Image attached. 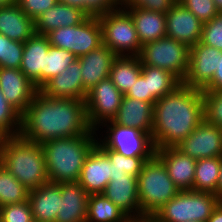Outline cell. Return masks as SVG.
I'll use <instances>...</instances> for the list:
<instances>
[{
    "label": "cell",
    "instance_id": "1",
    "mask_svg": "<svg viewBox=\"0 0 222 222\" xmlns=\"http://www.w3.org/2000/svg\"><path fill=\"white\" fill-rule=\"evenodd\" d=\"M96 134L87 119L85 100L50 98L39 90L21 114L19 136L43 144L46 141Z\"/></svg>",
    "mask_w": 222,
    "mask_h": 222
},
{
    "label": "cell",
    "instance_id": "2",
    "mask_svg": "<svg viewBox=\"0 0 222 222\" xmlns=\"http://www.w3.org/2000/svg\"><path fill=\"white\" fill-rule=\"evenodd\" d=\"M204 120L203 92L183 84L154 104L155 149L176 147Z\"/></svg>",
    "mask_w": 222,
    "mask_h": 222
},
{
    "label": "cell",
    "instance_id": "3",
    "mask_svg": "<svg viewBox=\"0 0 222 222\" xmlns=\"http://www.w3.org/2000/svg\"><path fill=\"white\" fill-rule=\"evenodd\" d=\"M0 164L28 190L50 182L42 145L20 136L0 138Z\"/></svg>",
    "mask_w": 222,
    "mask_h": 222
},
{
    "label": "cell",
    "instance_id": "4",
    "mask_svg": "<svg viewBox=\"0 0 222 222\" xmlns=\"http://www.w3.org/2000/svg\"><path fill=\"white\" fill-rule=\"evenodd\" d=\"M97 143V134L59 138L42 145L51 183L77 182L84 161Z\"/></svg>",
    "mask_w": 222,
    "mask_h": 222
},
{
    "label": "cell",
    "instance_id": "5",
    "mask_svg": "<svg viewBox=\"0 0 222 222\" xmlns=\"http://www.w3.org/2000/svg\"><path fill=\"white\" fill-rule=\"evenodd\" d=\"M137 185L141 216H153L180 191L156 155L144 163Z\"/></svg>",
    "mask_w": 222,
    "mask_h": 222
},
{
    "label": "cell",
    "instance_id": "6",
    "mask_svg": "<svg viewBox=\"0 0 222 222\" xmlns=\"http://www.w3.org/2000/svg\"><path fill=\"white\" fill-rule=\"evenodd\" d=\"M221 200L207 192L179 191L153 216L160 222H207Z\"/></svg>",
    "mask_w": 222,
    "mask_h": 222
},
{
    "label": "cell",
    "instance_id": "7",
    "mask_svg": "<svg viewBox=\"0 0 222 222\" xmlns=\"http://www.w3.org/2000/svg\"><path fill=\"white\" fill-rule=\"evenodd\" d=\"M95 131L96 145L99 148H108L126 157H153L155 155L156 149L151 135L137 128L122 126L111 120L103 123Z\"/></svg>",
    "mask_w": 222,
    "mask_h": 222
},
{
    "label": "cell",
    "instance_id": "8",
    "mask_svg": "<svg viewBox=\"0 0 222 222\" xmlns=\"http://www.w3.org/2000/svg\"><path fill=\"white\" fill-rule=\"evenodd\" d=\"M102 27L103 45L116 56H139L141 43L131 15L124 8H117L98 17Z\"/></svg>",
    "mask_w": 222,
    "mask_h": 222
},
{
    "label": "cell",
    "instance_id": "9",
    "mask_svg": "<svg viewBox=\"0 0 222 222\" xmlns=\"http://www.w3.org/2000/svg\"><path fill=\"white\" fill-rule=\"evenodd\" d=\"M189 55L187 45L165 36L143 44L139 58L144 65L167 70L182 82L189 69Z\"/></svg>",
    "mask_w": 222,
    "mask_h": 222
},
{
    "label": "cell",
    "instance_id": "10",
    "mask_svg": "<svg viewBox=\"0 0 222 222\" xmlns=\"http://www.w3.org/2000/svg\"><path fill=\"white\" fill-rule=\"evenodd\" d=\"M46 36L50 45L70 51L77 58L103 45L102 27L97 17H88L75 26L59 27Z\"/></svg>",
    "mask_w": 222,
    "mask_h": 222
},
{
    "label": "cell",
    "instance_id": "11",
    "mask_svg": "<svg viewBox=\"0 0 222 222\" xmlns=\"http://www.w3.org/2000/svg\"><path fill=\"white\" fill-rule=\"evenodd\" d=\"M124 94L110 78L101 80L87 91L85 105L90 127L96 130L103 123L111 121L117 114Z\"/></svg>",
    "mask_w": 222,
    "mask_h": 222
},
{
    "label": "cell",
    "instance_id": "12",
    "mask_svg": "<svg viewBox=\"0 0 222 222\" xmlns=\"http://www.w3.org/2000/svg\"><path fill=\"white\" fill-rule=\"evenodd\" d=\"M176 148L196 160L222 157V128L203 120Z\"/></svg>",
    "mask_w": 222,
    "mask_h": 222
},
{
    "label": "cell",
    "instance_id": "13",
    "mask_svg": "<svg viewBox=\"0 0 222 222\" xmlns=\"http://www.w3.org/2000/svg\"><path fill=\"white\" fill-rule=\"evenodd\" d=\"M220 50L198 42L190 48L189 69L182 84L203 90L212 80L218 69Z\"/></svg>",
    "mask_w": 222,
    "mask_h": 222
},
{
    "label": "cell",
    "instance_id": "14",
    "mask_svg": "<svg viewBox=\"0 0 222 222\" xmlns=\"http://www.w3.org/2000/svg\"><path fill=\"white\" fill-rule=\"evenodd\" d=\"M203 23L178 1L166 13V36L189 48L201 41Z\"/></svg>",
    "mask_w": 222,
    "mask_h": 222
},
{
    "label": "cell",
    "instance_id": "15",
    "mask_svg": "<svg viewBox=\"0 0 222 222\" xmlns=\"http://www.w3.org/2000/svg\"><path fill=\"white\" fill-rule=\"evenodd\" d=\"M0 90L6 100L22 114L38 89L20 69L0 68Z\"/></svg>",
    "mask_w": 222,
    "mask_h": 222
},
{
    "label": "cell",
    "instance_id": "16",
    "mask_svg": "<svg viewBox=\"0 0 222 222\" xmlns=\"http://www.w3.org/2000/svg\"><path fill=\"white\" fill-rule=\"evenodd\" d=\"M111 162L95 145L84 161L78 182L89 194H102L110 181Z\"/></svg>",
    "mask_w": 222,
    "mask_h": 222
},
{
    "label": "cell",
    "instance_id": "17",
    "mask_svg": "<svg viewBox=\"0 0 222 222\" xmlns=\"http://www.w3.org/2000/svg\"><path fill=\"white\" fill-rule=\"evenodd\" d=\"M39 91L50 98L85 100L80 61L76 59L62 73L51 78Z\"/></svg>",
    "mask_w": 222,
    "mask_h": 222
},
{
    "label": "cell",
    "instance_id": "18",
    "mask_svg": "<svg viewBox=\"0 0 222 222\" xmlns=\"http://www.w3.org/2000/svg\"><path fill=\"white\" fill-rule=\"evenodd\" d=\"M155 155L163 162L169 177L180 191L193 190L196 159L183 154L176 147L156 149Z\"/></svg>",
    "mask_w": 222,
    "mask_h": 222
},
{
    "label": "cell",
    "instance_id": "19",
    "mask_svg": "<svg viewBox=\"0 0 222 222\" xmlns=\"http://www.w3.org/2000/svg\"><path fill=\"white\" fill-rule=\"evenodd\" d=\"M49 47L45 35L35 34L24 43L20 70L38 90L45 84V56Z\"/></svg>",
    "mask_w": 222,
    "mask_h": 222
},
{
    "label": "cell",
    "instance_id": "20",
    "mask_svg": "<svg viewBox=\"0 0 222 222\" xmlns=\"http://www.w3.org/2000/svg\"><path fill=\"white\" fill-rule=\"evenodd\" d=\"M102 194L123 210L129 218L142 217L140 215L137 177L128 174L112 177Z\"/></svg>",
    "mask_w": 222,
    "mask_h": 222
},
{
    "label": "cell",
    "instance_id": "21",
    "mask_svg": "<svg viewBox=\"0 0 222 222\" xmlns=\"http://www.w3.org/2000/svg\"><path fill=\"white\" fill-rule=\"evenodd\" d=\"M117 56L105 45L77 58L80 61L83 87L89 91L101 80L109 78L111 66Z\"/></svg>",
    "mask_w": 222,
    "mask_h": 222
},
{
    "label": "cell",
    "instance_id": "22",
    "mask_svg": "<svg viewBox=\"0 0 222 222\" xmlns=\"http://www.w3.org/2000/svg\"><path fill=\"white\" fill-rule=\"evenodd\" d=\"M61 197L55 222H86L89 194L77 182L61 183Z\"/></svg>",
    "mask_w": 222,
    "mask_h": 222
},
{
    "label": "cell",
    "instance_id": "23",
    "mask_svg": "<svg viewBox=\"0 0 222 222\" xmlns=\"http://www.w3.org/2000/svg\"><path fill=\"white\" fill-rule=\"evenodd\" d=\"M61 197V183L48 182L29 190L28 201L33 219L38 222H55Z\"/></svg>",
    "mask_w": 222,
    "mask_h": 222
},
{
    "label": "cell",
    "instance_id": "24",
    "mask_svg": "<svg viewBox=\"0 0 222 222\" xmlns=\"http://www.w3.org/2000/svg\"><path fill=\"white\" fill-rule=\"evenodd\" d=\"M154 104L124 95L116 116V124L137 128L152 135Z\"/></svg>",
    "mask_w": 222,
    "mask_h": 222
},
{
    "label": "cell",
    "instance_id": "25",
    "mask_svg": "<svg viewBox=\"0 0 222 222\" xmlns=\"http://www.w3.org/2000/svg\"><path fill=\"white\" fill-rule=\"evenodd\" d=\"M88 17L80 8L57 2L35 20V31L38 35L46 36L59 27L78 25Z\"/></svg>",
    "mask_w": 222,
    "mask_h": 222
},
{
    "label": "cell",
    "instance_id": "26",
    "mask_svg": "<svg viewBox=\"0 0 222 222\" xmlns=\"http://www.w3.org/2000/svg\"><path fill=\"white\" fill-rule=\"evenodd\" d=\"M0 34L13 41L25 43L36 34L35 21L17 3L0 7Z\"/></svg>",
    "mask_w": 222,
    "mask_h": 222
},
{
    "label": "cell",
    "instance_id": "27",
    "mask_svg": "<svg viewBox=\"0 0 222 222\" xmlns=\"http://www.w3.org/2000/svg\"><path fill=\"white\" fill-rule=\"evenodd\" d=\"M131 15L141 45L166 36V14L142 8L124 7Z\"/></svg>",
    "mask_w": 222,
    "mask_h": 222
},
{
    "label": "cell",
    "instance_id": "28",
    "mask_svg": "<svg viewBox=\"0 0 222 222\" xmlns=\"http://www.w3.org/2000/svg\"><path fill=\"white\" fill-rule=\"evenodd\" d=\"M139 56H117L111 66L109 78L124 95L135 84L141 74Z\"/></svg>",
    "mask_w": 222,
    "mask_h": 222
},
{
    "label": "cell",
    "instance_id": "29",
    "mask_svg": "<svg viewBox=\"0 0 222 222\" xmlns=\"http://www.w3.org/2000/svg\"><path fill=\"white\" fill-rule=\"evenodd\" d=\"M129 217L103 194L88 197L86 222H126Z\"/></svg>",
    "mask_w": 222,
    "mask_h": 222
},
{
    "label": "cell",
    "instance_id": "30",
    "mask_svg": "<svg viewBox=\"0 0 222 222\" xmlns=\"http://www.w3.org/2000/svg\"><path fill=\"white\" fill-rule=\"evenodd\" d=\"M141 75L148 77L150 103L174 91L182 82L172 73L158 67L147 66L142 63Z\"/></svg>",
    "mask_w": 222,
    "mask_h": 222
},
{
    "label": "cell",
    "instance_id": "31",
    "mask_svg": "<svg viewBox=\"0 0 222 222\" xmlns=\"http://www.w3.org/2000/svg\"><path fill=\"white\" fill-rule=\"evenodd\" d=\"M220 165L221 157L198 159L195 167L193 191L216 195Z\"/></svg>",
    "mask_w": 222,
    "mask_h": 222
},
{
    "label": "cell",
    "instance_id": "32",
    "mask_svg": "<svg viewBox=\"0 0 222 222\" xmlns=\"http://www.w3.org/2000/svg\"><path fill=\"white\" fill-rule=\"evenodd\" d=\"M29 190L0 164V207L28 200Z\"/></svg>",
    "mask_w": 222,
    "mask_h": 222
},
{
    "label": "cell",
    "instance_id": "33",
    "mask_svg": "<svg viewBox=\"0 0 222 222\" xmlns=\"http://www.w3.org/2000/svg\"><path fill=\"white\" fill-rule=\"evenodd\" d=\"M100 149L108 156L109 161L111 162L110 180H112V177L123 176V174H128L134 177H138L144 163L152 158V157H126L108 148H100Z\"/></svg>",
    "mask_w": 222,
    "mask_h": 222
},
{
    "label": "cell",
    "instance_id": "34",
    "mask_svg": "<svg viewBox=\"0 0 222 222\" xmlns=\"http://www.w3.org/2000/svg\"><path fill=\"white\" fill-rule=\"evenodd\" d=\"M76 59L70 51L50 45L45 56V83L62 73Z\"/></svg>",
    "mask_w": 222,
    "mask_h": 222
},
{
    "label": "cell",
    "instance_id": "35",
    "mask_svg": "<svg viewBox=\"0 0 222 222\" xmlns=\"http://www.w3.org/2000/svg\"><path fill=\"white\" fill-rule=\"evenodd\" d=\"M21 114L6 100L0 90V138L19 136Z\"/></svg>",
    "mask_w": 222,
    "mask_h": 222
},
{
    "label": "cell",
    "instance_id": "36",
    "mask_svg": "<svg viewBox=\"0 0 222 222\" xmlns=\"http://www.w3.org/2000/svg\"><path fill=\"white\" fill-rule=\"evenodd\" d=\"M24 43L0 34V68L20 69Z\"/></svg>",
    "mask_w": 222,
    "mask_h": 222
},
{
    "label": "cell",
    "instance_id": "37",
    "mask_svg": "<svg viewBox=\"0 0 222 222\" xmlns=\"http://www.w3.org/2000/svg\"><path fill=\"white\" fill-rule=\"evenodd\" d=\"M204 120L222 128V90H202Z\"/></svg>",
    "mask_w": 222,
    "mask_h": 222
},
{
    "label": "cell",
    "instance_id": "38",
    "mask_svg": "<svg viewBox=\"0 0 222 222\" xmlns=\"http://www.w3.org/2000/svg\"><path fill=\"white\" fill-rule=\"evenodd\" d=\"M0 219L2 222H32L34 219L29 201L0 207Z\"/></svg>",
    "mask_w": 222,
    "mask_h": 222
},
{
    "label": "cell",
    "instance_id": "39",
    "mask_svg": "<svg viewBox=\"0 0 222 222\" xmlns=\"http://www.w3.org/2000/svg\"><path fill=\"white\" fill-rule=\"evenodd\" d=\"M192 12L203 24L215 18L219 11L213 0H177Z\"/></svg>",
    "mask_w": 222,
    "mask_h": 222
},
{
    "label": "cell",
    "instance_id": "40",
    "mask_svg": "<svg viewBox=\"0 0 222 222\" xmlns=\"http://www.w3.org/2000/svg\"><path fill=\"white\" fill-rule=\"evenodd\" d=\"M200 42L222 51V13L203 24Z\"/></svg>",
    "mask_w": 222,
    "mask_h": 222
},
{
    "label": "cell",
    "instance_id": "41",
    "mask_svg": "<svg viewBox=\"0 0 222 222\" xmlns=\"http://www.w3.org/2000/svg\"><path fill=\"white\" fill-rule=\"evenodd\" d=\"M177 0H118L119 7H135L149 11L167 13Z\"/></svg>",
    "mask_w": 222,
    "mask_h": 222
},
{
    "label": "cell",
    "instance_id": "42",
    "mask_svg": "<svg viewBox=\"0 0 222 222\" xmlns=\"http://www.w3.org/2000/svg\"><path fill=\"white\" fill-rule=\"evenodd\" d=\"M119 8L118 0H84V11L89 17H100Z\"/></svg>",
    "mask_w": 222,
    "mask_h": 222
},
{
    "label": "cell",
    "instance_id": "43",
    "mask_svg": "<svg viewBox=\"0 0 222 222\" xmlns=\"http://www.w3.org/2000/svg\"><path fill=\"white\" fill-rule=\"evenodd\" d=\"M57 2V0H17L19 7L34 21Z\"/></svg>",
    "mask_w": 222,
    "mask_h": 222
},
{
    "label": "cell",
    "instance_id": "44",
    "mask_svg": "<svg viewBox=\"0 0 222 222\" xmlns=\"http://www.w3.org/2000/svg\"><path fill=\"white\" fill-rule=\"evenodd\" d=\"M125 96L150 103L148 77H143L140 74L135 84L131 86V88L126 92Z\"/></svg>",
    "mask_w": 222,
    "mask_h": 222
},
{
    "label": "cell",
    "instance_id": "45",
    "mask_svg": "<svg viewBox=\"0 0 222 222\" xmlns=\"http://www.w3.org/2000/svg\"><path fill=\"white\" fill-rule=\"evenodd\" d=\"M203 90H222V51L218 54V69L211 82Z\"/></svg>",
    "mask_w": 222,
    "mask_h": 222
},
{
    "label": "cell",
    "instance_id": "46",
    "mask_svg": "<svg viewBox=\"0 0 222 222\" xmlns=\"http://www.w3.org/2000/svg\"><path fill=\"white\" fill-rule=\"evenodd\" d=\"M207 222H222V201L214 209Z\"/></svg>",
    "mask_w": 222,
    "mask_h": 222
},
{
    "label": "cell",
    "instance_id": "47",
    "mask_svg": "<svg viewBox=\"0 0 222 222\" xmlns=\"http://www.w3.org/2000/svg\"><path fill=\"white\" fill-rule=\"evenodd\" d=\"M57 1L73 7L80 8L84 11V0H57Z\"/></svg>",
    "mask_w": 222,
    "mask_h": 222
},
{
    "label": "cell",
    "instance_id": "48",
    "mask_svg": "<svg viewBox=\"0 0 222 222\" xmlns=\"http://www.w3.org/2000/svg\"><path fill=\"white\" fill-rule=\"evenodd\" d=\"M216 196L222 201V157H221L220 173H219Z\"/></svg>",
    "mask_w": 222,
    "mask_h": 222
},
{
    "label": "cell",
    "instance_id": "49",
    "mask_svg": "<svg viewBox=\"0 0 222 222\" xmlns=\"http://www.w3.org/2000/svg\"><path fill=\"white\" fill-rule=\"evenodd\" d=\"M135 222H160L154 216H142L140 218L135 219Z\"/></svg>",
    "mask_w": 222,
    "mask_h": 222
},
{
    "label": "cell",
    "instance_id": "50",
    "mask_svg": "<svg viewBox=\"0 0 222 222\" xmlns=\"http://www.w3.org/2000/svg\"><path fill=\"white\" fill-rule=\"evenodd\" d=\"M17 0H0V7H6L16 4Z\"/></svg>",
    "mask_w": 222,
    "mask_h": 222
},
{
    "label": "cell",
    "instance_id": "51",
    "mask_svg": "<svg viewBox=\"0 0 222 222\" xmlns=\"http://www.w3.org/2000/svg\"><path fill=\"white\" fill-rule=\"evenodd\" d=\"M219 13H222V0H213Z\"/></svg>",
    "mask_w": 222,
    "mask_h": 222
},
{
    "label": "cell",
    "instance_id": "52",
    "mask_svg": "<svg viewBox=\"0 0 222 222\" xmlns=\"http://www.w3.org/2000/svg\"><path fill=\"white\" fill-rule=\"evenodd\" d=\"M126 222H135V219L129 218Z\"/></svg>",
    "mask_w": 222,
    "mask_h": 222
}]
</instances>
